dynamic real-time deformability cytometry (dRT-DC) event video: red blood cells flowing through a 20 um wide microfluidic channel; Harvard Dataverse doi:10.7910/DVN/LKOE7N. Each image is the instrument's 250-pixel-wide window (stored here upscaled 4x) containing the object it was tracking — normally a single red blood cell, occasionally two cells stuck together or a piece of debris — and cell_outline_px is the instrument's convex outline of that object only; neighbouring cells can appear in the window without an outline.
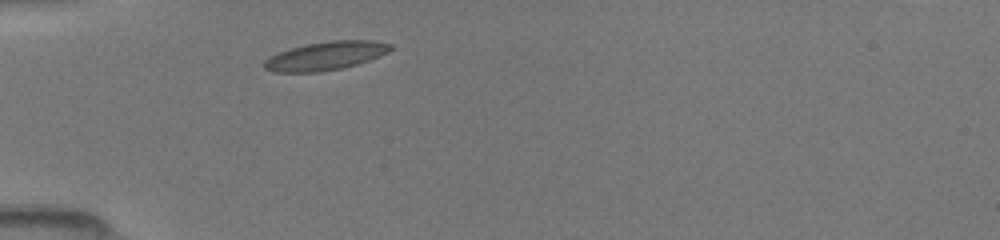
{"species": "common noctule bat (a hibernating species)", "species_latin": "Nyctalus noctula", "temperature_condition": "room temperature", "stored_images_in_passage": 1, "camera_frame_rate_fps": 3000, "um_per_image_px": 0.085, "animal": {"sex": "female", "body_mass_g": 19.5, "forearm_length_mm": 54.1}, "frame": {"image": 1, "passage_image": 1, "time_ms": 0.0, "image_size_px": [1000, 240], "cell_outline_px": [[392, 48], [388, 52], [380, 56], [356, 64], [340, 68], [320, 72], [272, 72], [264, 68], [264, 60], [268, 56], [292, 48], [308, 44], [332, 40], [372, 40], [392, 44]], "centroid_in_image_um": [27.67, 4.75], "position_along_channel_um": 57.3, "area_um2": 20.81}}